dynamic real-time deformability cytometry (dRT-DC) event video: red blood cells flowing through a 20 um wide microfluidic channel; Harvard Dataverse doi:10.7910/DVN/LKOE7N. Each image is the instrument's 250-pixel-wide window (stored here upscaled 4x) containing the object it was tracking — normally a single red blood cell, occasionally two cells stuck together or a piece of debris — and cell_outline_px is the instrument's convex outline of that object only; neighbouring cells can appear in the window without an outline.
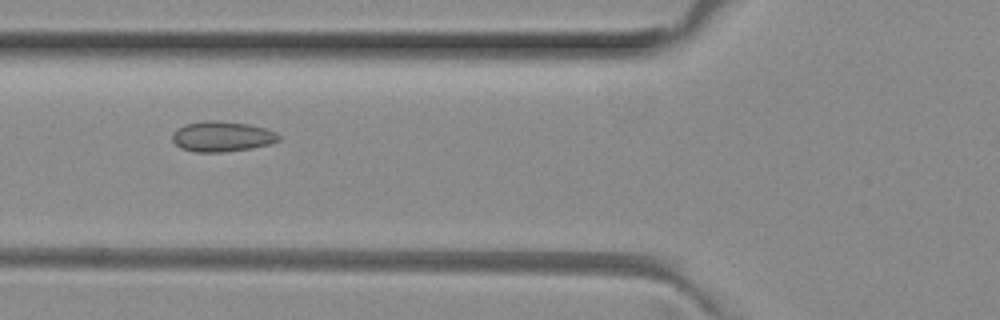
{"species": "common noctule bat (a hibernating species)", "species_latin": "Nyctalus noctula", "temperature_condition": "room temperature", "stored_images_in_passage": 3, "camera_frame_rate_fps": 3000, "um_per_image_px": 0.085, "animal": {"sex": "female", "body_mass_g": 29.2, "forearm_length_mm": 56.3}, "frame": {"image": 1, "passage_image": 2, "time_ms": 0.333, "image_size_px": [1000, 320], "cell_outline_px": [[280, 140], [268, 144], [252, 148], [220, 152], [196, 152], [180, 148], [172, 140], [172, 132], [176, 128], [184, 124], [208, 120], [216, 120], [248, 124], [264, 128], [276, 132], [280, 136]], "centroid_in_image_um": [18.83, 11.59], "position_along_channel_um": 107.0, "area_um2": 18.84}}
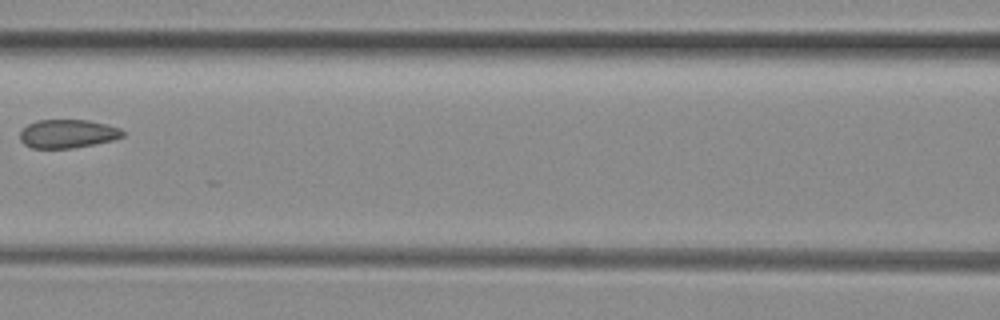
{"frame": {"image": 2, "passage_image": 3, "time_ms": 0.667, "image_size_px": [1000, 320], "cell_outline_px": [[124, 136], [112, 140], [72, 148], [32, 148], [24, 144], [20, 140], [20, 132], [28, 124], [36, 120], [88, 120], [108, 124], [120, 128], [124, 132]], "centroid_in_image_um": [5.75, 11.36], "position_along_channel_um": 160.9, "area_um2": 17.05}}